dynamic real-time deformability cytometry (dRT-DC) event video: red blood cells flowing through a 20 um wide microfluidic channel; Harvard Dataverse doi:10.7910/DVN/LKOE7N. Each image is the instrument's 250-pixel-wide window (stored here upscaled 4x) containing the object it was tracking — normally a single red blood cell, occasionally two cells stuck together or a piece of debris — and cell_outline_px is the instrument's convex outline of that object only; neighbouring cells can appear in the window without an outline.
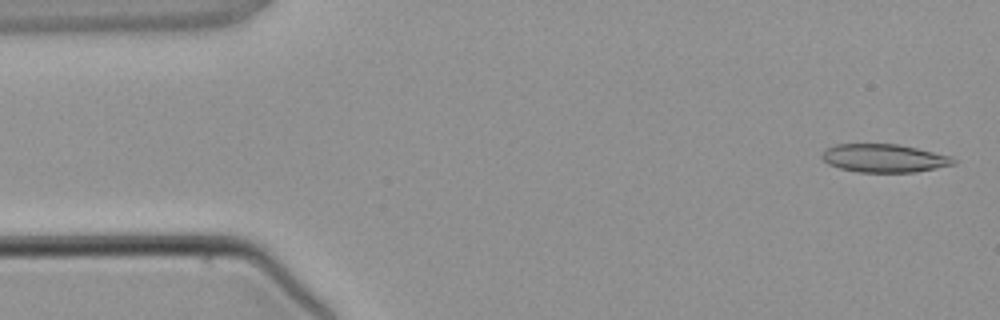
{"species": "common noctule bat (a hibernating species)", "species_latin": "Nyctalus noctula", "temperature_condition": "warm", "stored_images_in_passage": 5, "segment_of_instrument_passage": [2, 2], "camera_frame_rate_fps": 3000, "um_per_image_px": 0.085, "animal": {"sex": "male", "body_mass_g": 21.5, "forearm_length_mm": 52.0}, "frame": {"image": 1, "passage_image": 5, "time_ms": 4.667, "image_size_px": [1000, 320], "cell_outline_px": [[956, 164], [916, 172], [856, 172], [840, 168], [828, 164], [820, 156], [824, 148], [836, 144], [896, 144], [916, 148], [952, 156], [956, 160]], "centroid_in_image_um": [75.13, 13.45], "position_along_channel_um": 9.9, "area_um2": 21.73}}